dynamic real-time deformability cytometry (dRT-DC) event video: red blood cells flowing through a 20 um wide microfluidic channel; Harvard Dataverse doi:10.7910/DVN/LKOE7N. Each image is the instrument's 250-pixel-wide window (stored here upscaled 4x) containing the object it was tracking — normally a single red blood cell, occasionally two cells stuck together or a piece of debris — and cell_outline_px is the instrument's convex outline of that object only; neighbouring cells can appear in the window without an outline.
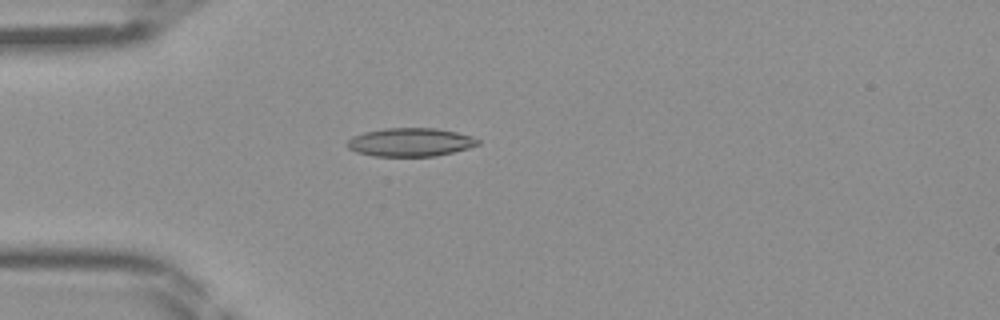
{"species": "Egyptian fruit bat (a non-hibernating species)", "species_latin": "Rousettus aegyptiacus", "temperature_condition": "room temperature", "stored_images_in_passage": 45, "camera_frame_rate_fps": 3000, "um_per_image_px": 0.085, "frame": {"image": 1, "passage_image": 13, "time_ms": 4.0, "image_size_px": [1000, 320], "cell_outline_px": [[480, 144], [468, 148], [452, 152], [432, 156], [372, 156], [356, 152], [348, 148], [344, 144], [352, 136], [364, 132], [384, 128], [436, 128], [456, 132], [472, 136], [480, 140]], "centroid_in_image_um": [34.84, 12.08], "position_along_channel_um": 50.2, "area_um2": 21.73}}
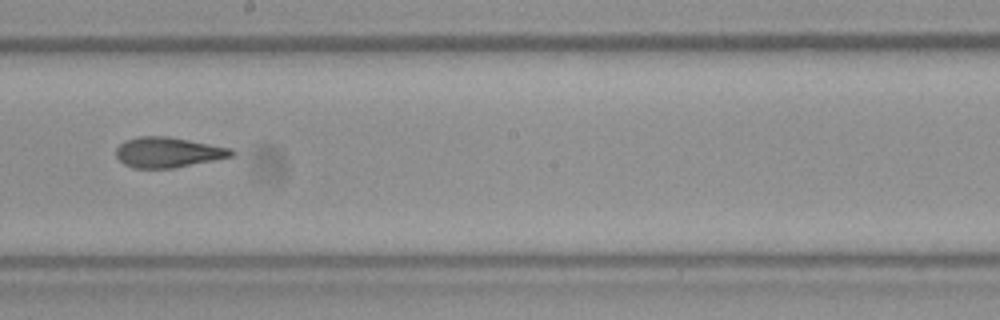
{"frame": {"image": 2, "passage_image": 26, "time_ms": 8.333, "image_size_px": [1000, 320], "cell_outline_px": [[236, 152], [232, 156], [216, 160], [176, 168], [132, 168], [124, 164], [116, 156], [116, 148], [124, 140], [140, 136], [168, 136], [232, 148]], "centroid_in_image_um": [14.29, 12.95], "position_along_channel_um": 233.9, "area_um2": 20.58}}
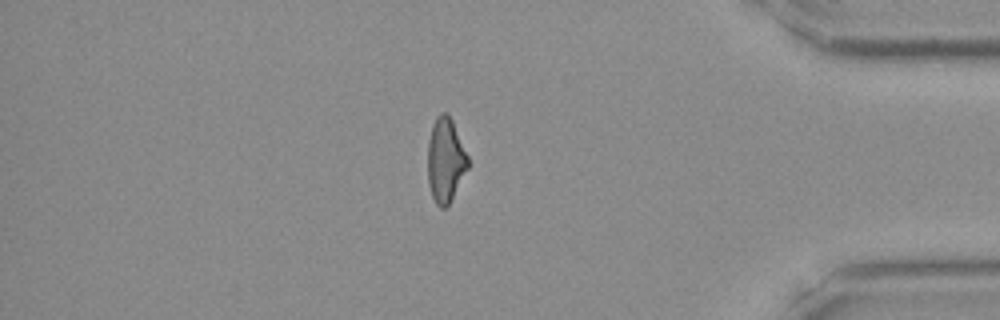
{"frame": {"image": 3, "passage_image": 39, "time_ms": 12.667, "image_size_px": [1000, 320], "cell_outline_px": [[468, 168], [448, 204], [444, 208], [440, 208], [436, 204], [432, 196], [428, 184], [428, 140], [432, 124], [436, 116], [440, 112], [448, 112], [452, 120], [468, 156]], "centroid_in_image_um": [37.85, 13.57], "position_along_channel_um": 397.4, "area_um2": 19.71}}